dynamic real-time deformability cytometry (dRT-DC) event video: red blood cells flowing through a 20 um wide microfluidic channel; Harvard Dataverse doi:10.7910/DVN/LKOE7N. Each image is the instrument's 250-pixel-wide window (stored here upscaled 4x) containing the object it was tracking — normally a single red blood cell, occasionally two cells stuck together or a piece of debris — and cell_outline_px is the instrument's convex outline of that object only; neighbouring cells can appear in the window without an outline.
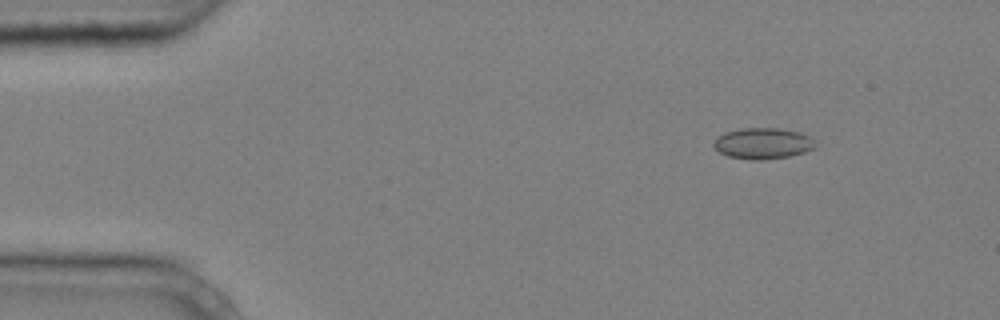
{"species": "common noctule bat (a hibernating species)", "species_latin": "Nyctalus noctula", "temperature_condition": "cold", "stored_images_in_passage": 5, "camera_frame_rate_fps": 3000, "um_per_image_px": 0.085, "animal": {"sex": "male", "body_mass_g": 20.4}, "frame": {"image": 1, "passage_image": 1, "time_ms": 0.0, "image_size_px": [1000, 320], "cell_outline_px": [[816, 148], [792, 156], [764, 160], [748, 160], [728, 156], [720, 152], [712, 144], [716, 136], [740, 128], [776, 128], [800, 132], [812, 136], [816, 144]], "centroid_in_image_um": [64.88, 12.2], "position_along_channel_um": 20.1, "area_um2": 18.67}}
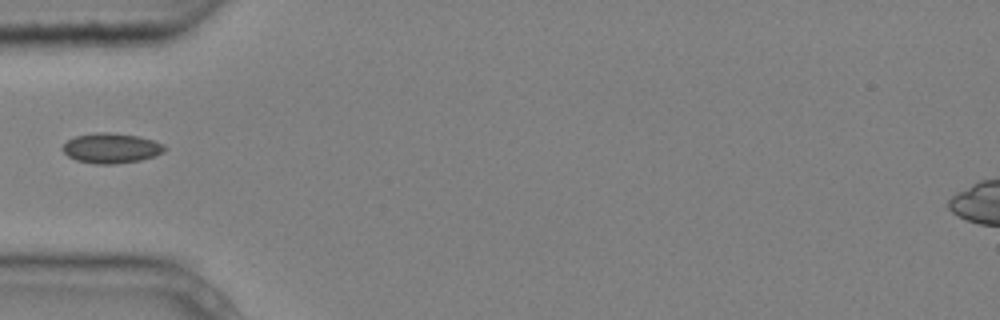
{"frame": {"image": 2, "passage_image": 4, "time_ms": 1.0, "image_size_px": [1000, 320], "cell_outline_px": [[164, 152], [156, 156], [140, 160], [116, 164], [96, 164], [76, 160], [68, 156], [60, 148], [68, 140], [76, 136], [92, 132], [108, 132], [136, 136], [152, 140], [164, 144]], "centroid_in_image_um": [9.43, 12.6], "position_along_channel_um": 75.6, "area_um2": 17.86}}
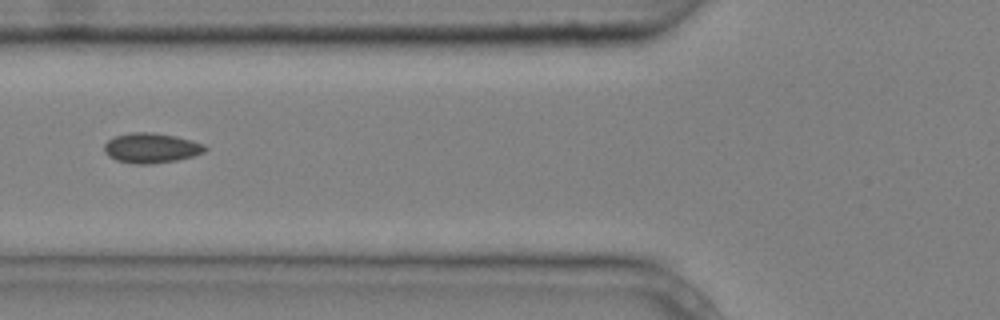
{"frame": {"image": 3, "passage_image": 5, "time_ms": 1.333, "image_size_px": [1000, 320], "cell_outline_px": [[208, 148], [204, 152], [192, 156], [176, 160], [148, 164], [140, 164], [116, 160], [108, 156], [104, 152], [104, 144], [108, 140], [116, 136], [132, 132], [152, 132], [176, 136], [204, 144]], "centroid_in_image_um": [12.84, 12.57], "position_along_channel_um": 113.0, "area_um2": 17.46}}